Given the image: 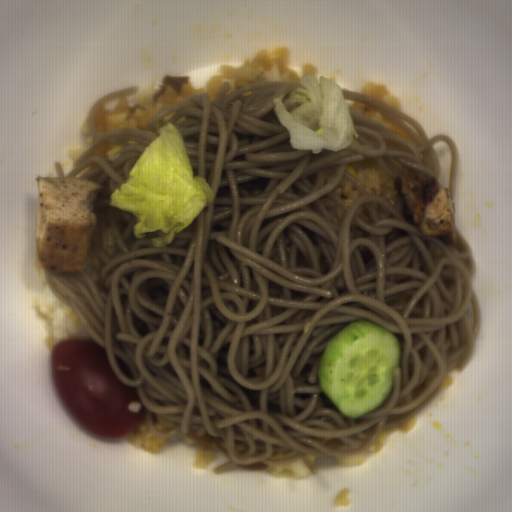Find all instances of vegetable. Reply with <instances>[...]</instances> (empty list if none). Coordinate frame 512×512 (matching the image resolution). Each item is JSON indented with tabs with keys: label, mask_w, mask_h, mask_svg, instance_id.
<instances>
[{
	"label": "vegetable",
	"mask_w": 512,
	"mask_h": 512,
	"mask_svg": "<svg viewBox=\"0 0 512 512\" xmlns=\"http://www.w3.org/2000/svg\"><path fill=\"white\" fill-rule=\"evenodd\" d=\"M133 164L125 183L109 196L108 205L125 210L137 219L132 235L148 233L153 246L166 247L212 202L210 183L195 176L183 136L170 122L159 127Z\"/></svg>",
	"instance_id": "add77e79"
},
{
	"label": "vegetable",
	"mask_w": 512,
	"mask_h": 512,
	"mask_svg": "<svg viewBox=\"0 0 512 512\" xmlns=\"http://www.w3.org/2000/svg\"><path fill=\"white\" fill-rule=\"evenodd\" d=\"M298 88L272 99L274 114L290 134L296 150L340 152L359 137L352 113L336 81L314 74H302Z\"/></svg>",
	"instance_id": "ea0f7189"
}]
</instances>
